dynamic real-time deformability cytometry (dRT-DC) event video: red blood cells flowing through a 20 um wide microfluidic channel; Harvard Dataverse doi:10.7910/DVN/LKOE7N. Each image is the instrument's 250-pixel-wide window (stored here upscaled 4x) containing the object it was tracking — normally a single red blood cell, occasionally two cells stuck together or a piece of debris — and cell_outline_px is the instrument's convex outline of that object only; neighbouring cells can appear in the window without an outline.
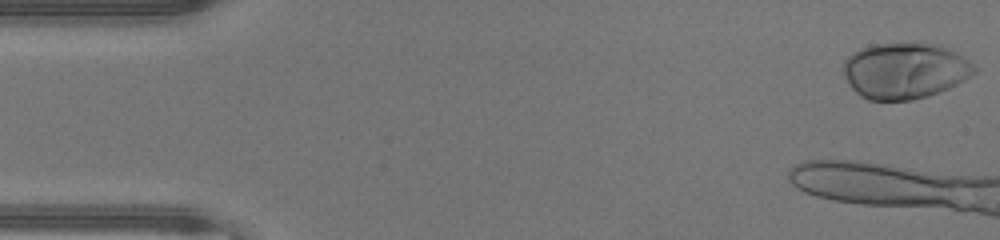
{"species": "human", "species_latin": "Homo sapiens", "temperature_condition": "warm", "stored_images_in_passage": 13, "camera_frame_rate_fps": 3000, "um_per_image_px": 0.085, "donor": {"sex": "male"}, "frame": {"image": 1, "passage_image": 1, "time_ms": 0.0, "image_size_px": [1000, 240], "cell_outline_px": [[976, 72], [964, 80], [948, 88], [928, 96], [912, 100], [868, 100], [860, 96], [852, 88], [844, 76], [844, 60], [852, 52], [860, 48], [872, 44], [940, 44], [952, 48], [968, 60], [976, 68]], "centroid_in_image_um": [76.91, 6.01], "position_along_channel_um": 8.1, "area_um2": 42.77}}